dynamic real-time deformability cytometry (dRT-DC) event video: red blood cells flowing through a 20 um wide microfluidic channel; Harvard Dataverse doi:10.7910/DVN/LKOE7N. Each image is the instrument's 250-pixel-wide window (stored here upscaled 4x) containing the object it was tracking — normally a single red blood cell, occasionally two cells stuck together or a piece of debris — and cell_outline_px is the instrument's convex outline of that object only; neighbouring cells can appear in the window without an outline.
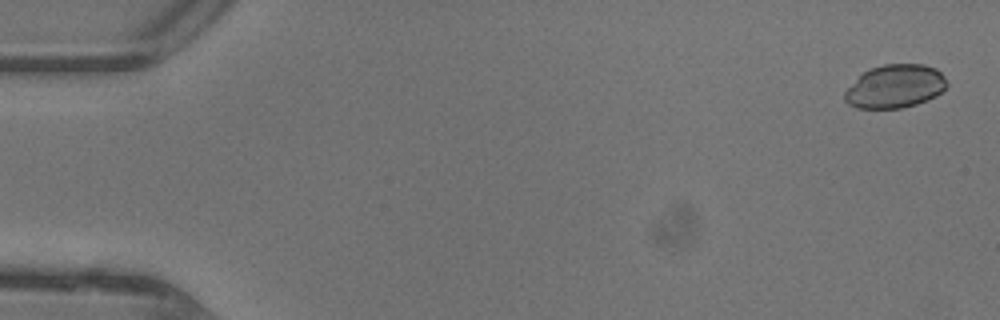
{"species": "common noctule bat (a hibernating species)", "species_latin": "Nyctalus noctula", "temperature_condition": "warm", "stored_images_in_passage": 47, "camera_frame_rate_fps": 3000, "um_per_image_px": 0.085, "animal": {"sex": "female"}, "frame": {"image": 1, "passage_image": 2, "time_ms": 0.333, "image_size_px": [1000, 320], "cell_outline_px": [[948, 84], [936, 96], [916, 104], [900, 108], [856, 108], [848, 104], [844, 100], [844, 92], [868, 68], [884, 64], [924, 64], [936, 68], [944, 76]], "centroid_in_image_um": [76.08, 7.33], "position_along_channel_um": 8.9, "area_um2": 25.72}}
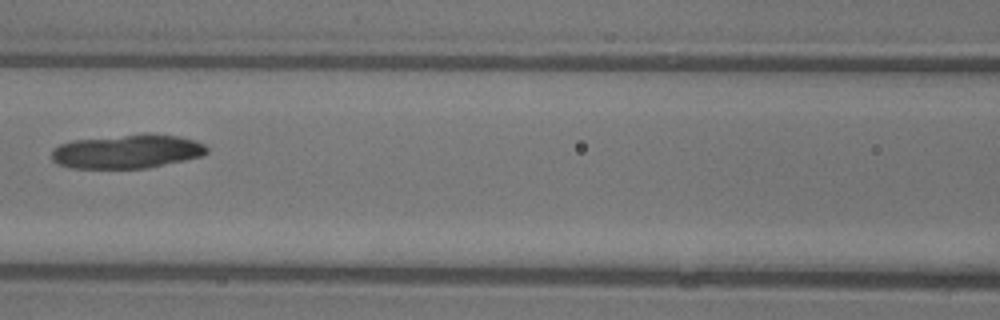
{"frame": {"image": 2, "passage_image": 22, "time_ms": 7.0, "image_size_px": [1000, 320], "cell_outline_px": [[208, 152], [204, 156], [148, 168], [72, 168], [60, 164], [52, 160], [52, 148], [60, 144], [72, 140], [148, 132], [180, 136], [196, 140], [204, 144], [208, 148]], "centroid_in_image_um": [10.86, 12.85], "position_along_channel_um": 155.7, "area_um2": 31.21}}
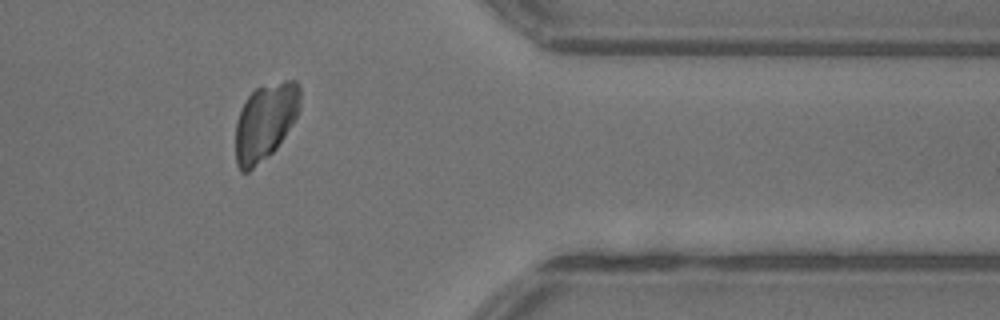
{"frame": {"image": 3, "passage_image": 39, "time_ms": 12.667, "image_size_px": [1000, 320], "cell_outline_px": [[300, 108], [296, 116], [284, 136], [276, 148], [272, 152], [248, 172], [240, 172], [236, 164], [236, 120], [248, 96], [256, 88], [284, 80], [296, 80], [300, 84]], "centroid_in_image_um": [22.54, 10.34], "position_along_channel_um": 388.9, "area_um2": 28.61}}